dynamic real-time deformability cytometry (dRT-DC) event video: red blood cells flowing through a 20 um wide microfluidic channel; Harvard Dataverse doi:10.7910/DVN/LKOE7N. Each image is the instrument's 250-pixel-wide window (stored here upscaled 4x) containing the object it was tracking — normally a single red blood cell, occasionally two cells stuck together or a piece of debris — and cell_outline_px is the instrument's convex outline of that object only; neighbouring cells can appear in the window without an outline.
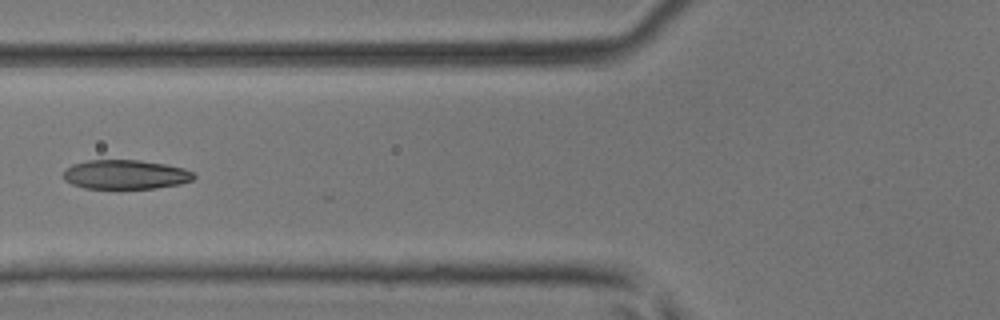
{"species": "common noctule bat (a hibernating species)", "species_latin": "Nyctalus noctula", "temperature_condition": "room temperature", "stored_images_in_passage": 6, "camera_frame_rate_fps": 3000, "um_per_image_px": 0.085, "animal": {"sex": "male", "body_mass_g": 17.9, "forearm_length_mm": 54.2}, "frame": {"image": 1, "passage_image": 6, "time_ms": 6.0, "image_size_px": [1000, 320], "cell_outline_px": [[196, 176], [192, 180], [180, 184], [156, 188], [84, 188], [72, 184], [64, 180], [64, 172], [72, 164], [88, 160], [140, 160], [164, 164], [184, 168], [196, 172]], "centroid_in_image_um": [10.7, 14.83], "position_along_channel_um": 115.1, "area_um2": 22.25}}